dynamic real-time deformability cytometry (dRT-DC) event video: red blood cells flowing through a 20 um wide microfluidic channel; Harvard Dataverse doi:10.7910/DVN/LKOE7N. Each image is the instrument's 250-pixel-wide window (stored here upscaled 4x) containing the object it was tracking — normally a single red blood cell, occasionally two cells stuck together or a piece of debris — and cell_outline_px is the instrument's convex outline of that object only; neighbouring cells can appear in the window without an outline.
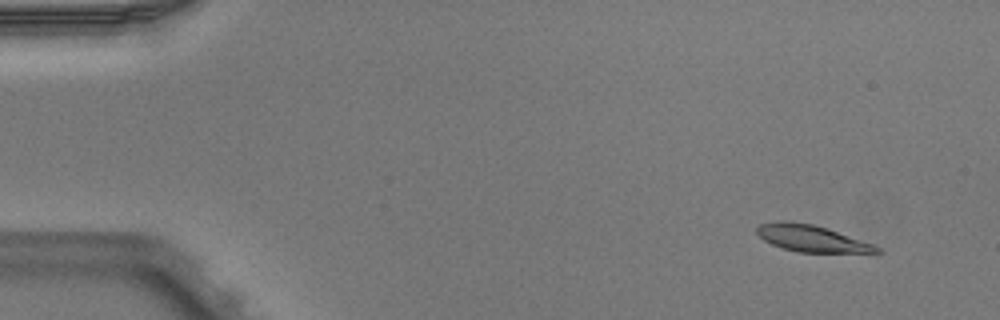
{"species": "Egyptian fruit bat (a non-hibernating species)", "species_latin": "Rousettus aegyptiacus", "temperature_condition": "warm", "stored_images_in_passage": 5, "camera_frame_rate_fps": 3000, "um_per_image_px": 0.085, "animal": {"sex": "male"}, "frame": {"image": 1, "passage_image": 2, "time_ms": 0.333, "image_size_px": [1000, 320], "cell_outline_px": [[884, 252], [880, 256], [876, 256], [800, 252], [784, 248], [772, 244], [764, 240], [756, 232], [756, 228], [760, 224], [780, 220], [792, 220], [812, 224], [872, 244], [880, 248]], "centroid_in_image_um": [69.15, 20.33], "position_along_channel_um": 15.8, "area_um2": 19.42}}
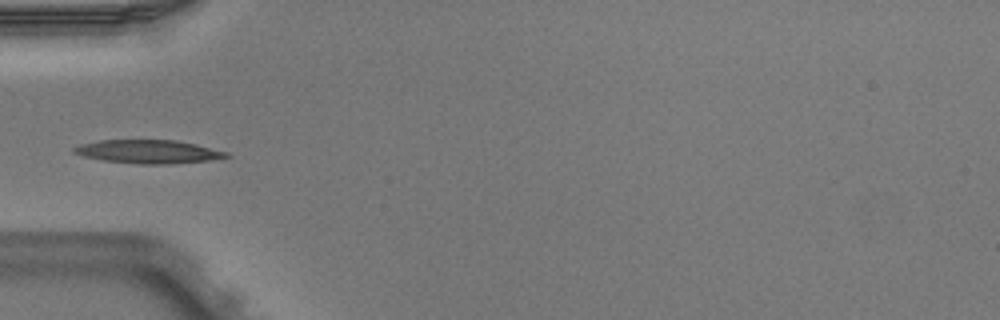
{"frame": {"image": 2, "passage_image": 4, "time_ms": 1.0, "image_size_px": [1000, 320], "cell_outline_px": [[232, 156], [212, 160], [168, 164], [140, 164], [104, 160], [84, 156], [72, 152], [72, 148], [80, 144], [100, 140], [176, 140], [196, 144], [228, 152]], "centroid_in_image_um": [12.64, 12.89], "position_along_channel_um": 72.4, "area_um2": 20.81}}